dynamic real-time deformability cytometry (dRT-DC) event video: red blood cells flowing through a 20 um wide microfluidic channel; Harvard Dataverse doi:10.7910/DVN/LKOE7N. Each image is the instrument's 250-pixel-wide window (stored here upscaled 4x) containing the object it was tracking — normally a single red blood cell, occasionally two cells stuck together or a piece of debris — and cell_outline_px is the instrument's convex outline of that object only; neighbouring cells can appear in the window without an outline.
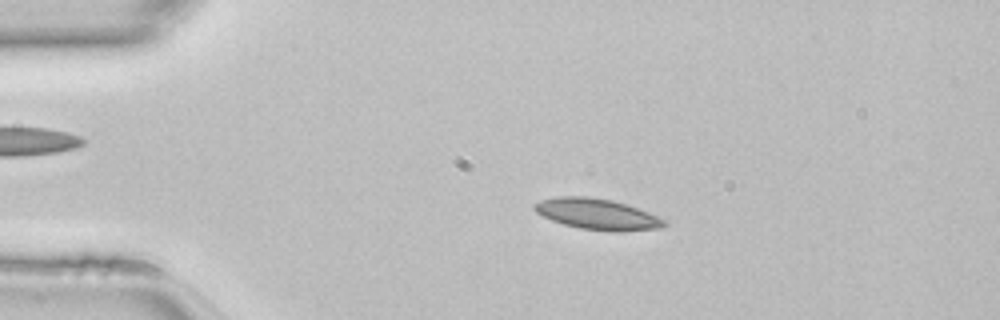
{"species": "common noctule bat (a hibernating species)", "species_latin": "Nyctalus noctula", "temperature_condition": "room temperature", "stored_images_in_passage": 47, "camera_frame_rate_fps": 3000, "um_per_image_px": 0.085, "animal": {"sex": "female", "body_mass_g": 22.7, "forearm_length_mm": 54.2}, "frame": {"image": 1, "passage_image": 9, "time_ms": 2.667, "image_size_px": [1000, 320], "cell_outline_px": [[668, 224], [664, 228], [612, 232], [580, 228], [564, 224], [552, 220], [536, 212], [532, 208], [532, 204], [540, 200], [560, 196], [588, 196], [612, 200], [648, 212], [664, 220]], "centroid_in_image_um": [50.74, 18.2], "position_along_channel_um": 34.3, "area_um2": 23.29}}
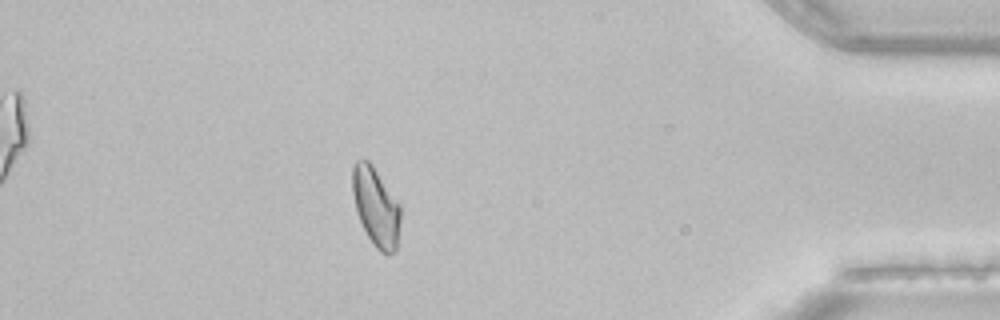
{"frame": {"image": 2, "passage_image": 41, "time_ms": 13.333, "image_size_px": [1000, 320], "cell_outline_px": [[400, 220], [396, 252], [388, 256], [380, 252], [376, 248], [368, 236], [356, 212], [352, 192], [352, 168], [356, 160], [368, 160], [372, 164], [400, 204]], "centroid_in_image_um": [31.95, 17.6], "position_along_channel_um": 403.2, "area_um2": 22.14}}